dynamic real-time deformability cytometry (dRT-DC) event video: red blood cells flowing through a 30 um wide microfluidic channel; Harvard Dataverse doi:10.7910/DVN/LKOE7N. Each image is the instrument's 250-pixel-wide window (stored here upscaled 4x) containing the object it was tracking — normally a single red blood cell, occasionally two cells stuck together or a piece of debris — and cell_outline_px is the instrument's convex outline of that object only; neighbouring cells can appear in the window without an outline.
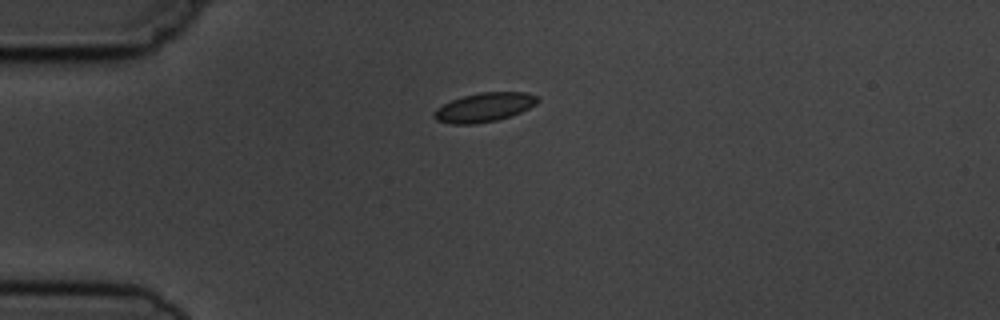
{"species": "common noctule bat (a hibernating species)", "species_latin": "Nyctalus noctula", "temperature_condition": "cold", "stored_images_in_passage": 7, "camera_frame_rate_fps": 3000, "um_per_image_px": 0.085, "animal": {"sex": "male", "body_mass_g": 19.5, "forearm_length_mm": 54.6}, "frame": {"image": 1, "passage_image": 1, "time_ms": 0.0, "image_size_px": [1000, 320], "cell_outline_px": [[540, 100], [536, 104], [512, 116], [496, 120], [476, 124], [448, 124], [436, 120], [432, 116], [432, 112], [436, 108], [452, 100], [464, 96], [480, 92], [528, 92], [540, 96]], "centroid_in_image_um": [41.17, 9.12], "position_along_channel_um": 43.8, "area_um2": 17.74}}
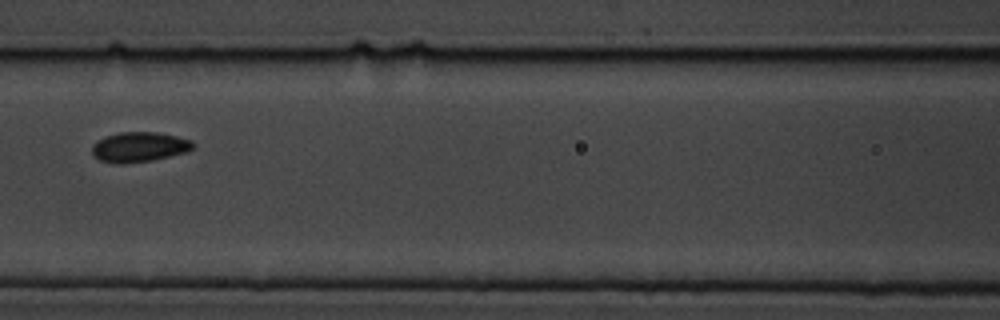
{"frame": {"image": 2, "passage_image": 4, "time_ms": 3.667, "image_size_px": [1000, 320], "cell_outline_px": [[196, 144], [188, 152], [152, 160], [120, 164], [112, 164], [100, 160], [92, 152], [92, 144], [96, 140], [104, 136], [120, 132], [156, 132], [176, 136], [192, 140]], "centroid_in_image_um": [11.83, 12.49], "position_along_channel_um": 154.8, "area_um2": 17.8}}
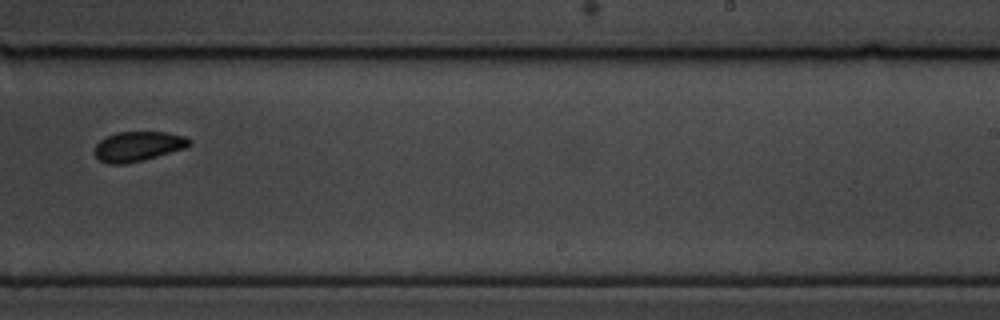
{"frame": {"image": 3, "passage_image": 7, "time_ms": 7.0, "image_size_px": [1000, 320], "cell_outline_px": [[192, 144], [184, 148], [144, 160], [124, 164], [108, 164], [100, 160], [96, 156], [96, 144], [104, 136], [116, 132], [168, 132], [184, 136], [192, 140]], "centroid_in_image_um": [11.74, 12.43], "position_along_channel_um": 277.3, "area_um2": 16.47}}